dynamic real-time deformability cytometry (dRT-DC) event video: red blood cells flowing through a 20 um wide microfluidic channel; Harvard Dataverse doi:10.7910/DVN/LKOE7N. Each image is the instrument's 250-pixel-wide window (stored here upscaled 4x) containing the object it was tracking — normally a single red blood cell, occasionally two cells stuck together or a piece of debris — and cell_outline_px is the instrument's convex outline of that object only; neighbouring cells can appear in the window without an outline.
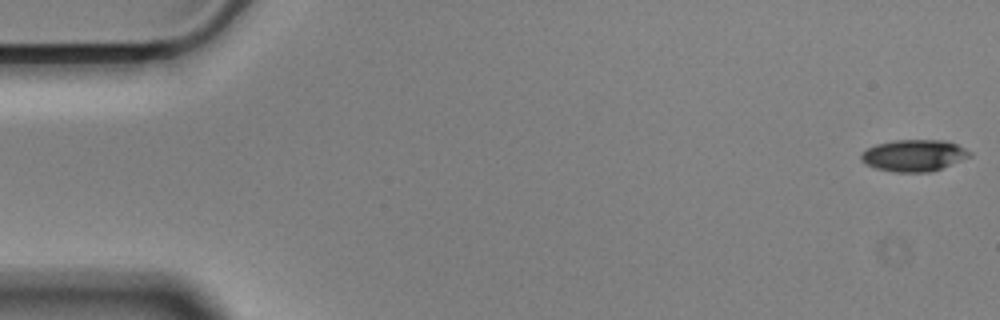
{"species": "Egyptian fruit bat (a non-hibernating species)", "species_latin": "Rousettus aegyptiacus", "temperature_condition": "cold", "stored_images_in_passage": 57, "camera_frame_rate_fps": 3000, "um_per_image_px": 0.085, "animal": {"sex": "male"}, "frame": {"image": 1, "passage_image": 1, "time_ms": 0.0, "image_size_px": [1000, 320], "cell_outline_px": [[972, 156], [932, 172], [896, 172], [876, 168], [864, 164], [860, 160], [860, 152], [876, 144], [896, 140], [944, 140], [956, 144], [972, 152]], "centroid_in_image_um": [77.67, 13.22], "position_along_channel_um": 7.3, "area_um2": 20.17}}
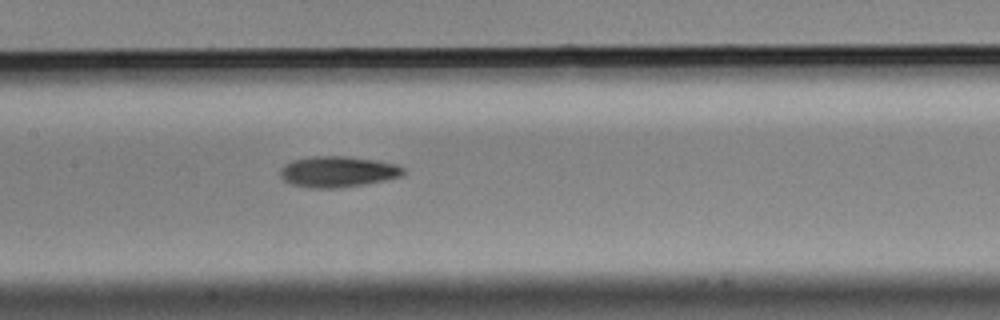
{"frame": {"image": 2, "passage_image": 27, "time_ms": 8.667, "image_size_px": [1000, 320], "cell_outline_px": [[404, 172], [400, 176], [384, 180], [336, 188], [312, 188], [292, 184], [284, 180], [280, 176], [280, 168], [284, 164], [292, 160], [312, 156], [348, 156], [376, 160], [396, 164], [404, 168]], "centroid_in_image_um": [28.67, 14.58], "position_along_channel_um": 178.7, "area_um2": 22.02}}
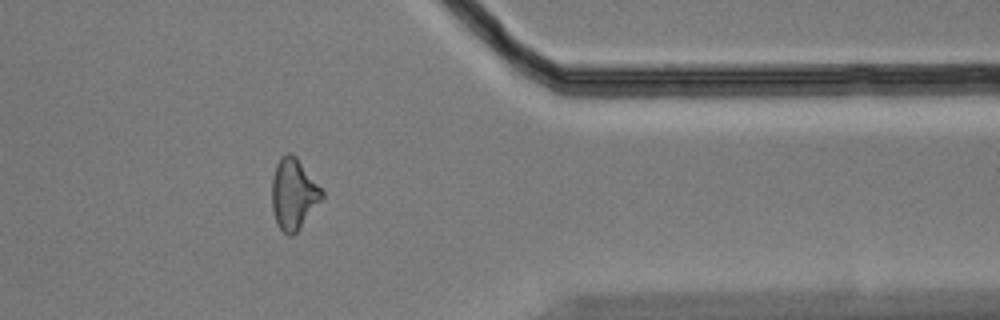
{"frame": {"image": 3, "passage_image": 46, "time_ms": 15.0, "image_size_px": [1000, 320], "cell_outline_px": [[324, 196], [296, 232], [292, 236], [288, 236], [276, 224], [272, 208], [272, 176], [276, 164], [280, 156], [284, 152], [288, 152], [296, 156], [324, 192]], "centroid_in_image_um": [24.92, 16.46], "position_along_channel_um": 386.5, "area_um2": 20.58}, "authors_computed_cell_mechanics": {"area_um2": 20.7502, "velocity_mm_per_s": 3.537, "shape_relaxation_time_tau1_ms": 6.2477, "shape_relaxation_time_tau2_ms": 7.5379, "deformation_change_tau1": 0.1524, "deformation_change_tau2": 0.1777}}